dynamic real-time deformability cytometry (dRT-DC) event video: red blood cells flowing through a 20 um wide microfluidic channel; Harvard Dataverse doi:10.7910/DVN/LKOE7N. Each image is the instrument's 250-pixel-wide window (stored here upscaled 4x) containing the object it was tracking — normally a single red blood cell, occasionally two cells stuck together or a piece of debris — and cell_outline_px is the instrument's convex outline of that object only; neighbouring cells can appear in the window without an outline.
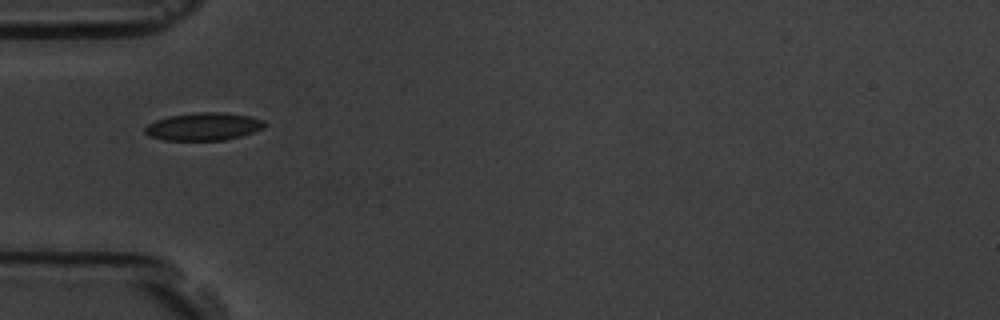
{"species": "common noctule bat (a hibernating species)", "species_latin": "Nyctalus noctula", "temperature_condition": "room temperature", "stored_images_in_passage": 3, "camera_frame_rate_fps": 3000, "um_per_image_px": 0.085, "animal": {"sex": "male", "body_mass_g": 19.5, "forearm_length_mm": 54.6}, "frame": {"image": 1, "passage_image": 1, "time_ms": 0.0, "image_size_px": [1000, 320], "cell_outline_px": [[268, 124], [264, 128], [240, 136], [224, 140], [164, 140], [152, 136], [144, 132], [144, 128], [148, 124], [156, 120], [168, 116], [196, 112], [224, 112], [248, 116], [264, 120]], "centroid_in_image_um": [17.32, 10.75], "position_along_channel_um": 67.7, "area_um2": 19.31}}
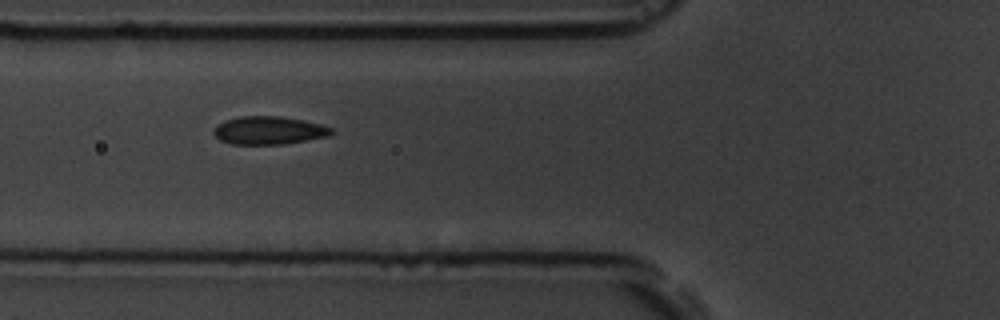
{"frame": {"image": 2, "passage_image": 2, "time_ms": 1.0, "image_size_px": [1000, 320], "cell_outline_px": [[332, 132], [328, 136], [284, 144], [232, 144], [220, 140], [212, 132], [216, 124], [224, 120], [240, 116], [280, 116], [304, 120], [320, 124], [332, 128]], "centroid_in_image_um": [22.81, 11.07], "position_along_channel_um": 103.0, "area_um2": 19.25}}
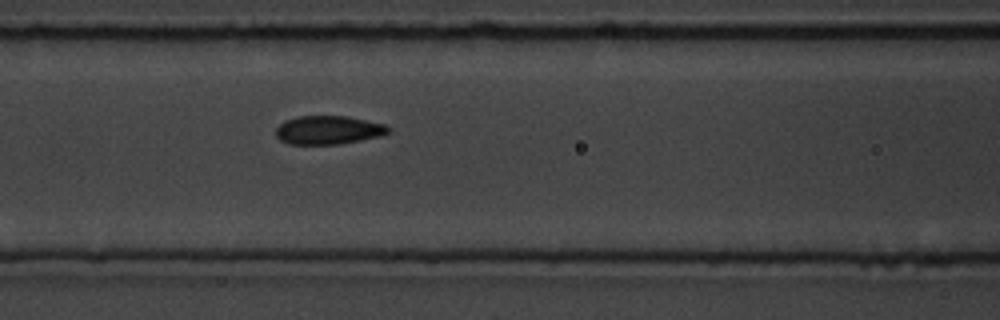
{"frame": {"image": 3, "passage_image": 3, "time_ms": 2.0, "image_size_px": [1000, 320], "cell_outline_px": [[392, 132], [380, 136], [340, 144], [288, 144], [280, 140], [276, 136], [276, 128], [284, 120], [296, 116], [348, 116], [384, 124], [392, 128]], "centroid_in_image_um": [27.92, 11.05], "position_along_channel_um": 138.7, "area_um2": 18.9}}